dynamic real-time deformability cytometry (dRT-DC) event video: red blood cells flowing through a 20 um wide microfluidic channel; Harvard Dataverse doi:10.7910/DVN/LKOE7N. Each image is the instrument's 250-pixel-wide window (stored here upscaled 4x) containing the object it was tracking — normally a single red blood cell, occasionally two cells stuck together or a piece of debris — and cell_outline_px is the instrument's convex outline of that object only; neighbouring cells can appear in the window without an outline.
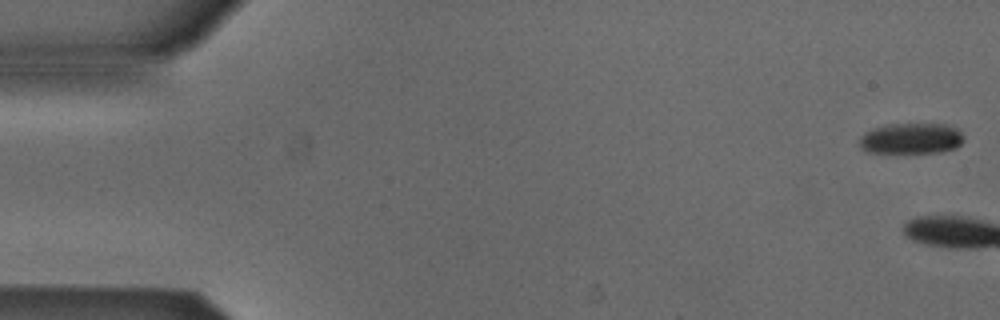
{"species": "Egyptian fruit bat (a non-hibernating species)", "species_latin": "Rousettus aegyptiacus", "temperature_condition": "cold", "stored_images_in_passage": 11, "camera_frame_rate_fps": 3000, "um_per_image_px": 0.085, "animal": {"sex": "male"}, "frame": {"image": 1, "passage_image": 1, "time_ms": 0.0, "image_size_px": [1000, 320], "cell_outline_px": [[964, 140], [956, 148], [940, 152], [868, 152], [860, 144], [860, 136], [864, 132], [888, 124], [944, 124], [956, 128], [964, 136]], "centroid_in_image_um": [77.49, 11.76], "position_along_channel_um": 7.5, "area_um2": 18.5}}